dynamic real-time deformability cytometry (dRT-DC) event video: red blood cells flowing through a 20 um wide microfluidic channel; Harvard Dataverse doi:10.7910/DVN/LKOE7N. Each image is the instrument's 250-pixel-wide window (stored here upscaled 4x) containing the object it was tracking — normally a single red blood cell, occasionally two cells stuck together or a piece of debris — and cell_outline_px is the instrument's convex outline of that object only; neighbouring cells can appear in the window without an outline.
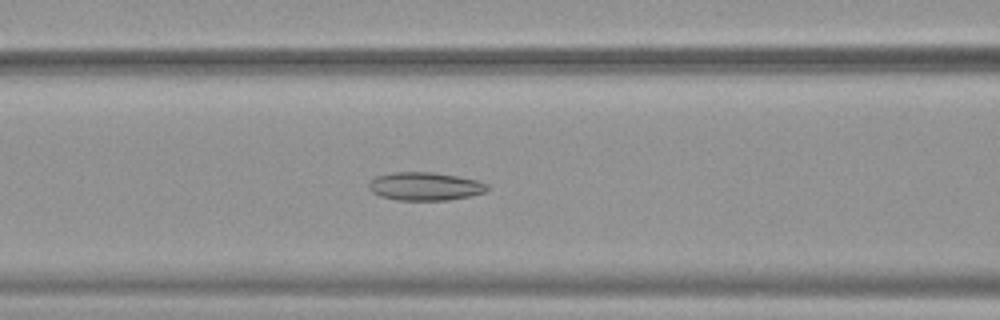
{"species": "common noctule bat (a hibernating species)", "species_latin": "Nyctalus noctula", "temperature_condition": "warm", "stored_images_in_passage": 52, "camera_frame_rate_fps": 3000, "um_per_image_px": 0.085, "animal": {"sex": "female", "body_mass_g": 19.9}, "frame": {"image": 1, "passage_image": 22, "time_ms": 7.0, "image_size_px": [1000, 320], "cell_outline_px": [[488, 188], [484, 192], [472, 196], [448, 200], [396, 200], [380, 196], [372, 192], [368, 188], [368, 184], [376, 176], [392, 172], [432, 172], [456, 176], [476, 180], [488, 184]], "centroid_in_image_um": [36.11, 15.84], "position_along_channel_um": 130.5, "area_um2": 19.48}}
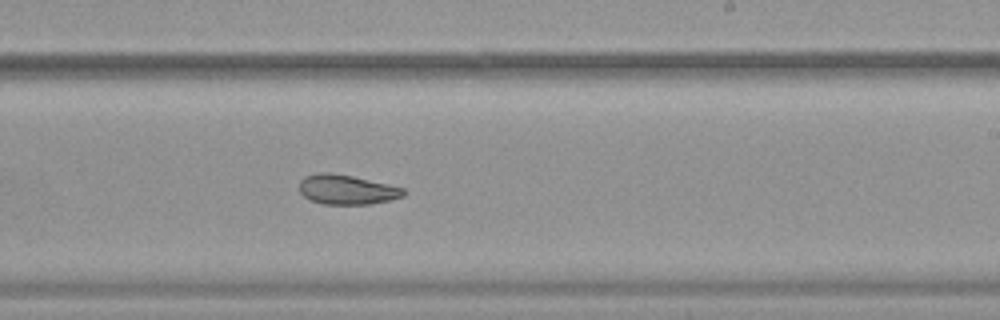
{"frame": {"image": 2, "passage_image": 32, "time_ms": 10.333, "image_size_px": [1000, 320], "cell_outline_px": [[408, 192], [404, 196], [392, 200], [372, 204], [324, 204], [308, 200], [300, 192], [300, 180], [304, 176], [320, 172], [328, 172], [352, 176], [388, 184], [404, 188]], "centroid_in_image_um": [29.5, 16.12], "position_along_channel_um": 259.5, "area_um2": 18.21}}
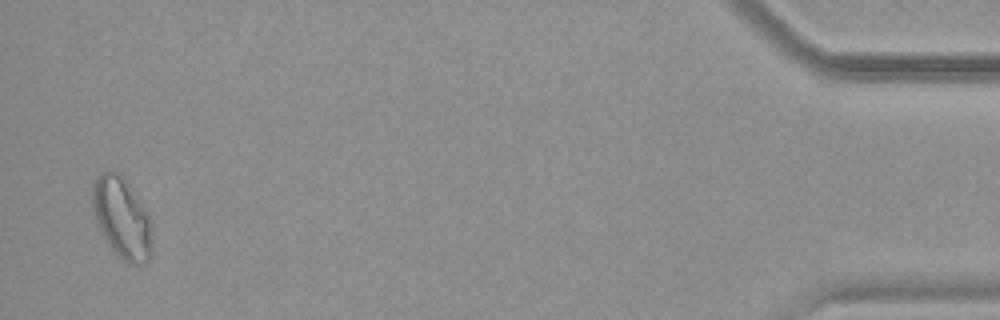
{"frame": {"image": 3, "passage_image": 51, "time_ms": 16.667, "image_size_px": [1000, 320], "cell_outline_px": [[152, 256], [144, 264], [128, 264], [112, 248], [100, 232], [96, 224], [92, 212], [92, 184], [96, 176], [100, 172], [112, 168], [120, 172], [148, 212], [152, 224]], "centroid_in_image_um": [10.36, 18.48], "position_along_channel_um": 424.8, "area_um2": 28.9}, "authors_computed_cell_mechanics": {"area_um2": 23.0622, "velocity_mm_per_s": 3.8852, "shape_relaxation_time_tau1_ms": null, "shape_relaxation_time_tau2_ms": 5.2315, "deformation_change_tau1": null, "deformation_change_tau2": 0.1211}}